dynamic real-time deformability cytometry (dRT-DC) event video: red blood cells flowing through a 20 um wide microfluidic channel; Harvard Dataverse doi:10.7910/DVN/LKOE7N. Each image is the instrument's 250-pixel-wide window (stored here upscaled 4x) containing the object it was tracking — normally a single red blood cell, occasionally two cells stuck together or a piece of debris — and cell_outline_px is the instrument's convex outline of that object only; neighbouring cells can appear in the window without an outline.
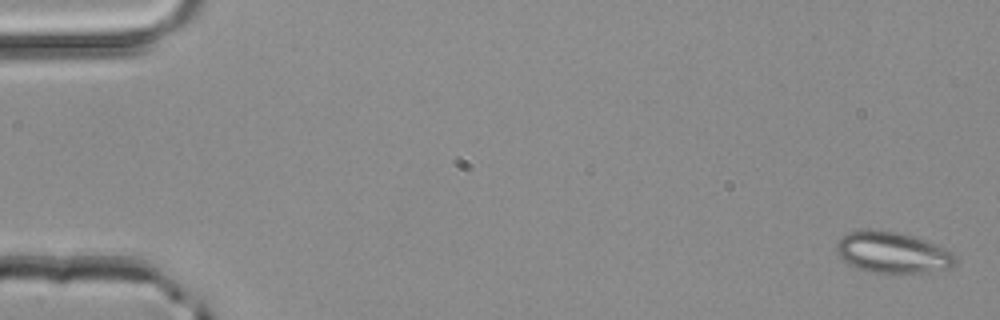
{"species": "common noctule bat (a hibernating species)", "species_latin": "Nyctalus noctula", "temperature_condition": "room temperature", "stored_images_in_passage": 4, "camera_frame_rate_fps": 3000, "um_per_image_px": 0.085, "animal": {"sex": "male", "body_mass_g": 20.4}, "frame": {"image": 1, "passage_image": 1, "time_ms": 0.0, "image_size_px": [1000, 320], "cell_outline_px": [[956, 264], [948, 268], [928, 272], [900, 276], [876, 272], [860, 268], [844, 260], [836, 252], [836, 244], [848, 232], [864, 228], [868, 228], [896, 232], [916, 236], [936, 244], [952, 252], [956, 256]], "centroid_in_image_um": [75.91, 21.47], "position_along_channel_um": 9.1, "area_um2": 29.02}}
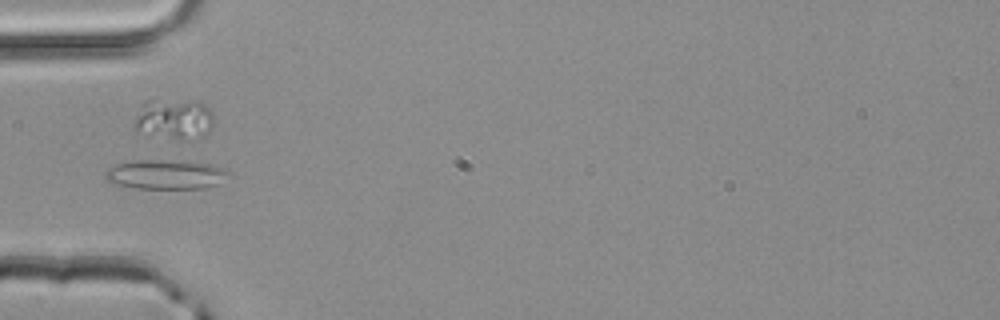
{"frame": {"image": 2, "passage_image": 4, "time_ms": 1.0, "image_size_px": [1000, 320], "cell_outline_px": [[232, 172], [216, 184], [204, 188], [136, 188], [112, 184], [104, 180], [104, 172], [108, 168], [116, 164], [136, 160], [160, 160], [208, 164], [228, 168]], "centroid_in_image_um": [14.02, 14.83], "position_along_channel_um": 71.0, "area_um2": 21.1}}